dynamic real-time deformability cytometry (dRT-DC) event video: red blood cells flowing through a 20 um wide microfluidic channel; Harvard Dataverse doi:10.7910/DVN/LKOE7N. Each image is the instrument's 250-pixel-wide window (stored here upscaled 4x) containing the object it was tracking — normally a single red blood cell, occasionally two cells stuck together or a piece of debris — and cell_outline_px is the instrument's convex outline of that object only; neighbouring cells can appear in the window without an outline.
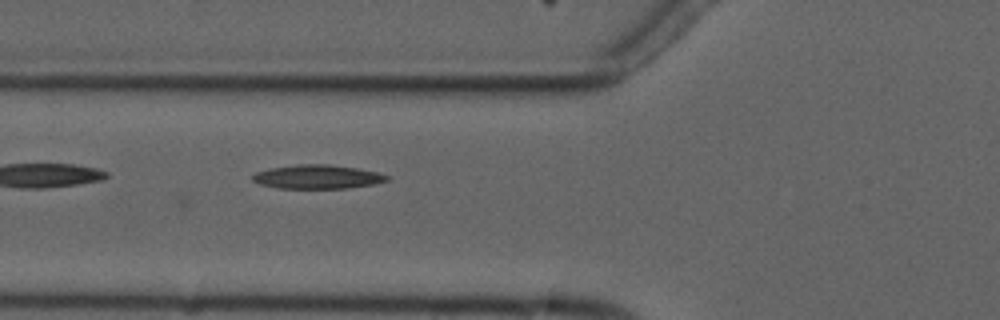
{"species": "common noctule bat (a hibernating species)", "species_latin": "Nyctalus noctula", "temperature_condition": "cold", "stored_images_in_passage": 9, "camera_frame_rate_fps": 3000, "um_per_image_px": 0.085, "animal": {"sex": "male", "forearm_length_mm": 52.5}, "frame": {"image": 1, "passage_image": 9, "time_ms": 9.0, "image_size_px": [1000, 320], "cell_outline_px": [[392, 176], [388, 180], [376, 184], [348, 188], [276, 188], [260, 184], [252, 180], [252, 176], [256, 172], [272, 168], [300, 164], [328, 164], [356, 168], [376, 172]], "centroid_in_image_um": [27.02, 15.03], "position_along_channel_um": 98.8, "area_um2": 18.67}}